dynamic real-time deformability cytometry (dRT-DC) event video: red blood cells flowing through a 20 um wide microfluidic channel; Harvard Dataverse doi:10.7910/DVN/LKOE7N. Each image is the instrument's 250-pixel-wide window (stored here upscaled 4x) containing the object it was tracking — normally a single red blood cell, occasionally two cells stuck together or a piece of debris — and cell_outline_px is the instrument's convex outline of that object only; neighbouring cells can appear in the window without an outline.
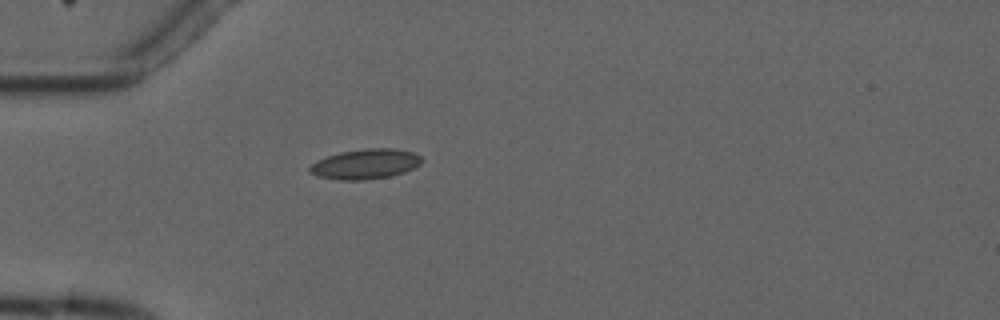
{"species": "common noctule bat (a hibernating species)", "species_latin": "Nyctalus noctula", "temperature_condition": "cold", "stored_images_in_passage": 1, "camera_frame_rate_fps": 3000, "um_per_image_px": 0.085, "animal": {"sex": "male", "forearm_length_mm": 52.5}, "frame": {"image": 1, "passage_image": 1, "time_ms": 0.0, "image_size_px": [1000, 320], "cell_outline_px": [[424, 160], [416, 168], [392, 176], [364, 180], [340, 180], [316, 176], [308, 172], [308, 168], [316, 160], [340, 152], [364, 148], [392, 148], [412, 152], [420, 156]], "centroid_in_image_um": [31.06, 13.95], "position_along_channel_um": 53.9, "area_um2": 19.83}}